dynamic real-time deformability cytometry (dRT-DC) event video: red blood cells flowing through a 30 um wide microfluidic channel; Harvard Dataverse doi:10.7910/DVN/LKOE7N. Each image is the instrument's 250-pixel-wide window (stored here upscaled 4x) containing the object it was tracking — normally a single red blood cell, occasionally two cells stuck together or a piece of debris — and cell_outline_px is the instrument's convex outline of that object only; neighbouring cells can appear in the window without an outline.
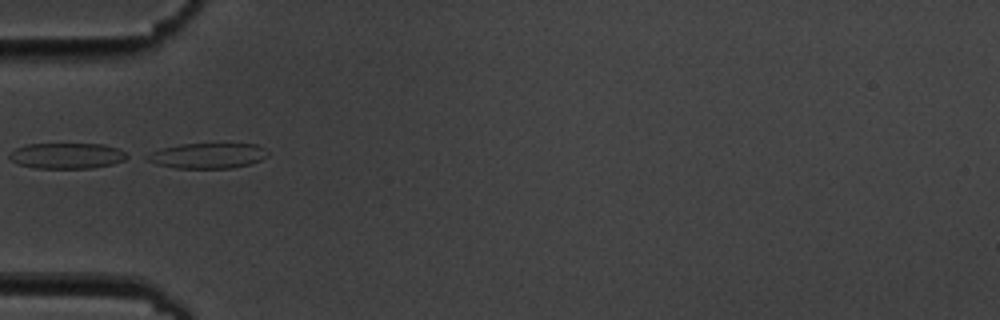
{"species": "common noctule bat (a hibernating species)", "species_latin": "Nyctalus noctula", "temperature_condition": "cold", "stored_images_in_passage": 5, "camera_frame_rate_fps": 3000, "um_per_image_px": 0.085, "animal": {"sex": "male", "body_mass_g": 19.5, "forearm_length_mm": 54.6}, "frame": {"image": 1, "passage_image": 1, "time_ms": 0.0, "image_size_px": [1000, 320], "cell_outline_px": [[268, 156], [252, 164], [232, 168], [176, 168], [156, 164], [144, 160], [144, 156], [160, 148], [180, 144], [256, 144], [268, 148]], "centroid_in_image_um": [17.66, 13.23], "position_along_channel_um": 67.3, "area_um2": 18.09}}
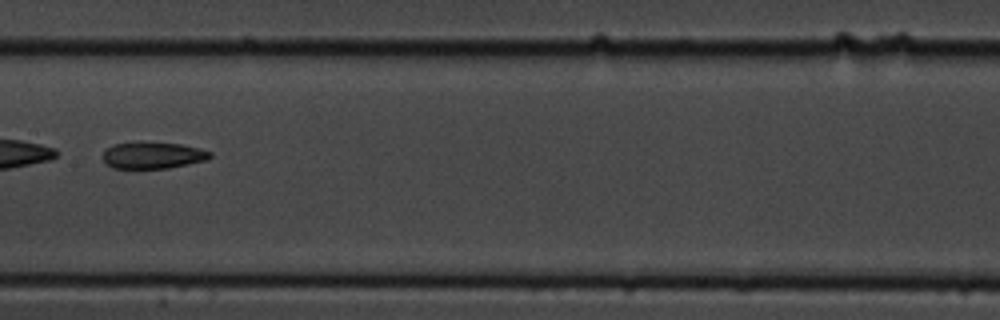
{"frame": {"image": 2, "passage_image": 4, "time_ms": 3.667, "image_size_px": [1000, 320], "cell_outline_px": [[212, 156], [208, 160], [168, 168], [112, 168], [104, 164], [100, 156], [104, 148], [112, 144], [140, 140], [180, 144], [200, 148], [212, 152]], "centroid_in_image_um": [12.91, 13.17], "position_along_channel_um": 194.5, "area_um2": 17.46}}